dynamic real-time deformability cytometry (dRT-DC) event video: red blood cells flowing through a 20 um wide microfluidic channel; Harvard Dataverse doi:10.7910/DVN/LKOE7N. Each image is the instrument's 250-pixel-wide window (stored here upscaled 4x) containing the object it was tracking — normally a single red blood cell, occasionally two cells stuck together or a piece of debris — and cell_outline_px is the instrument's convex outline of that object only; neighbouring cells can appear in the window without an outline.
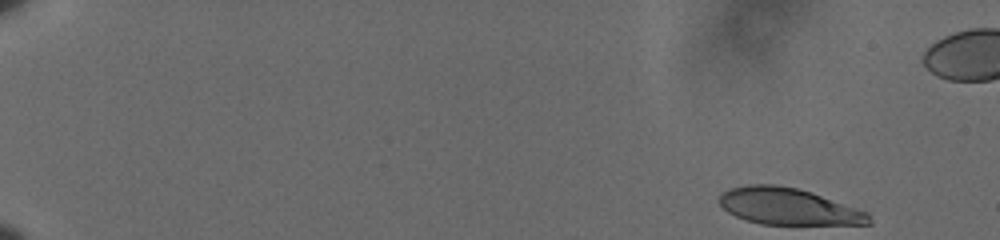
{"species": "human", "species_latin": "Homo sapiens", "temperature_condition": "cold", "stored_images_in_passage": 21, "camera_frame_rate_fps": 3000, "um_per_image_px": 0.085, "donor": {"sex": "male"}, "frame": {"image": 1, "passage_image": 1, "time_ms": 0.0, "image_size_px": [1000, 240], "cell_outline_px": [[872, 224], [760, 224], [736, 216], [728, 212], [720, 204], [720, 196], [724, 192], [732, 188], [748, 184], [776, 184], [800, 188], [812, 192], [868, 212], [872, 220]], "centroid_in_image_um": [67.04, 17.54], "position_along_channel_um": 18.0, "area_um2": 31.79}}
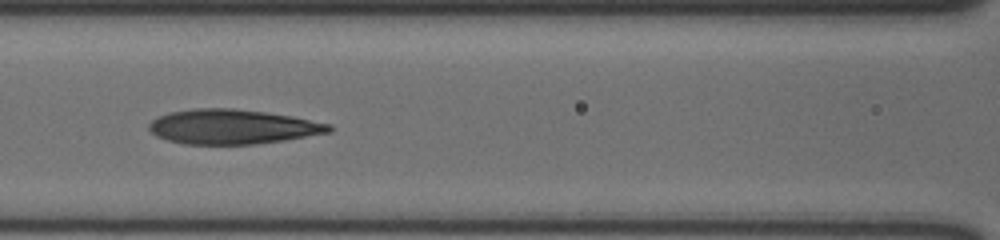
{"frame": {"image": 2, "passage_image": 17, "time_ms": 5.333, "image_size_px": [1000, 240], "cell_outline_px": [[332, 132], [284, 140], [256, 144], [184, 144], [168, 140], [156, 136], [148, 128], [148, 124], [152, 120], [168, 112], [192, 108], [232, 108], [264, 112], [292, 116], [332, 124]], "centroid_in_image_um": [19.76, 10.77], "position_along_channel_um": 146.8, "area_um2": 36.41}}
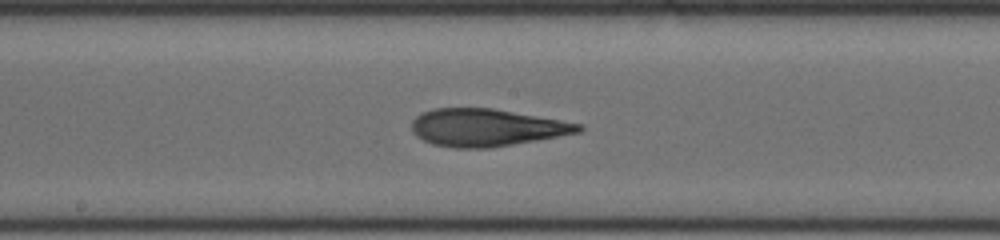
{"frame": {"image": 3, "passage_image": 20, "time_ms": 6.333, "image_size_px": [1000, 240], "cell_outline_px": [[584, 128], [580, 132], [536, 140], [488, 148], [456, 148], [432, 144], [416, 136], [412, 132], [412, 120], [420, 112], [436, 108], [492, 108], [584, 124]], "centroid_in_image_um": [41.33, 10.84], "position_along_channel_um": 206.9, "area_um2": 36.3}}